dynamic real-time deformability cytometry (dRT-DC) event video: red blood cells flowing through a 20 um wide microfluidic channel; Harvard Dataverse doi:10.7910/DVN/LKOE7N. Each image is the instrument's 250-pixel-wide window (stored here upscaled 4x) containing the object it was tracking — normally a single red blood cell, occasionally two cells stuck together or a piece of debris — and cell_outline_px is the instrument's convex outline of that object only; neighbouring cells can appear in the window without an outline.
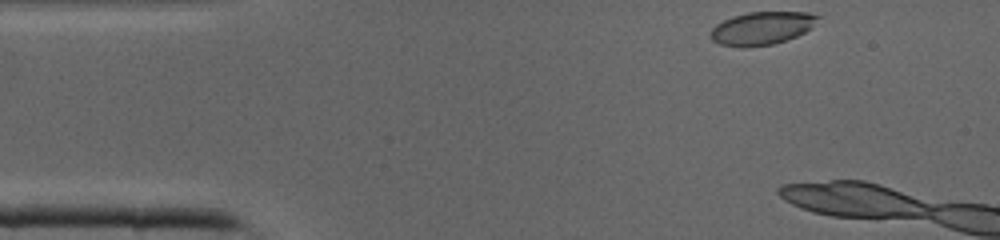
{"species": "common noctule bat (a hibernating species)", "species_latin": "Nyctalus noctula", "temperature_condition": "cold", "stored_images_in_passage": 3, "camera_frame_rate_fps": 3000, "um_per_image_px": 0.085, "animal": {"sex": "male", "body_mass_g": 19.0, "forearm_length_mm": 50.8}, "frame": {"image": 1, "passage_image": 1, "time_ms": 0.0, "image_size_px": [1000, 240], "cell_outline_px": [[820, 16], [812, 28], [796, 36], [772, 44], [748, 48], [744, 48], [720, 44], [712, 40], [712, 28], [716, 24], [724, 20], [748, 12], [808, 12]], "centroid_in_image_um": [64.77, 2.4], "position_along_channel_um": 20.2, "area_um2": 20.46}}